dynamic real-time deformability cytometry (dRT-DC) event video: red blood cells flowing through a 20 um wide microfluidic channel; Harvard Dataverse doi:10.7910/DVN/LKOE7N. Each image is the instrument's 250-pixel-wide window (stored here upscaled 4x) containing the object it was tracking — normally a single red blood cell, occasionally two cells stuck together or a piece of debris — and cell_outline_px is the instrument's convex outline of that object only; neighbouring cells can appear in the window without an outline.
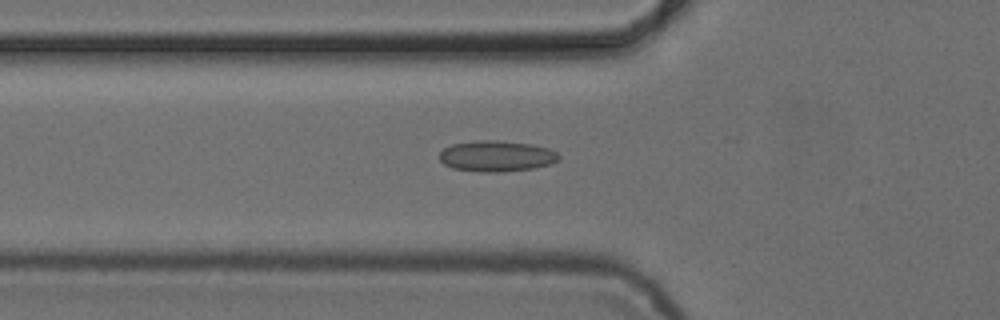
{"species": "common noctule bat (a hibernating species)", "species_latin": "Nyctalus noctula", "temperature_condition": "cold", "stored_images_in_passage": 31, "camera_frame_rate_fps": 3000, "um_per_image_px": 0.085, "animal": {"sex": "female", "body_mass_g": 24.6, "forearm_length_mm": 56.2}, "frame": {"image": 1, "passage_image": 2, "time_ms": 0.333, "image_size_px": [1000, 320], "cell_outline_px": [[560, 156], [552, 164], [532, 168], [500, 172], [480, 172], [452, 168], [444, 164], [440, 160], [440, 152], [444, 148], [452, 144], [476, 140], [496, 140], [532, 144], [548, 148], [556, 152]], "centroid_in_image_um": [42.19, 13.26], "position_along_channel_um": 83.6, "area_um2": 21.5}}
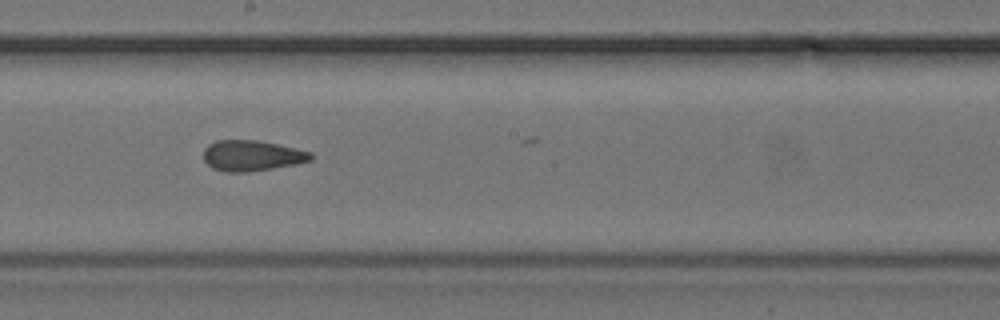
{"frame": {"image": 2, "passage_image": 13, "time_ms": 4.0, "image_size_px": [1000, 320], "cell_outline_px": [[312, 160], [296, 164], [248, 172], [228, 172], [212, 168], [204, 160], [204, 148], [208, 144], [216, 140], [256, 140], [276, 144], [312, 152]], "centroid_in_image_um": [21.39, 13.23], "position_along_channel_um": 226.8, "area_um2": 19.07}}
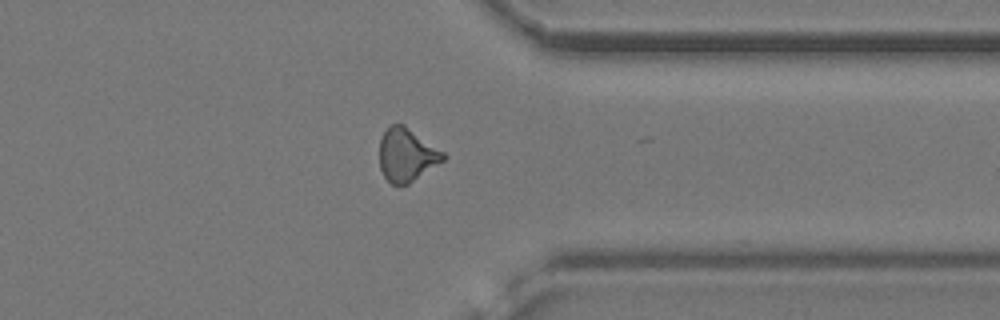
{"frame": {"image": 3, "passage_image": 25, "time_ms": 8.0, "image_size_px": [1000, 320], "cell_outline_px": [[448, 156], [444, 160], [408, 184], [392, 184], [384, 176], [380, 168], [380, 140], [384, 132], [392, 124], [404, 124], [444, 152]], "centroid_in_image_um": [34.58, 13.16], "position_along_channel_um": 376.8, "area_um2": 19.54}}